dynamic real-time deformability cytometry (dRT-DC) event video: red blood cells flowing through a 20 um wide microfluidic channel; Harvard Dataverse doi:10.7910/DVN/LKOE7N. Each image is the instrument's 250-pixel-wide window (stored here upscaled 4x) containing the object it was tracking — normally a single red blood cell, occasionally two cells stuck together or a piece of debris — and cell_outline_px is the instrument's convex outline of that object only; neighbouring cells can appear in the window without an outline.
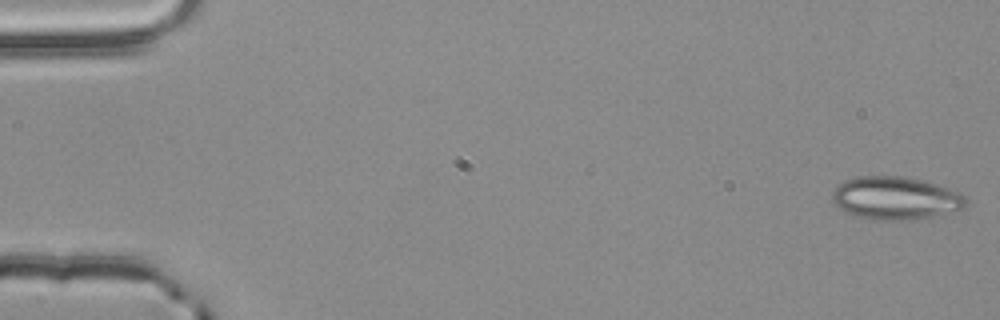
{"species": "common noctule bat (a hibernating species)", "species_latin": "Nyctalus noctula", "temperature_condition": "room temperature", "stored_images_in_passage": 4, "camera_frame_rate_fps": 3000, "um_per_image_px": 0.085, "animal": {"sex": "male", "body_mass_g": 20.4}, "frame": {"image": 1, "passage_image": 1, "time_ms": 0.0, "image_size_px": [1000, 320], "cell_outline_px": [[968, 204], [964, 208], [932, 216], [908, 220], [876, 220], [860, 216], [848, 212], [840, 208], [832, 200], [832, 192], [836, 184], [844, 180], [860, 176], [904, 176], [924, 180], [960, 192], [968, 200]], "centroid_in_image_um": [76.13, 16.82], "position_along_channel_um": 8.9, "area_um2": 33.41}}